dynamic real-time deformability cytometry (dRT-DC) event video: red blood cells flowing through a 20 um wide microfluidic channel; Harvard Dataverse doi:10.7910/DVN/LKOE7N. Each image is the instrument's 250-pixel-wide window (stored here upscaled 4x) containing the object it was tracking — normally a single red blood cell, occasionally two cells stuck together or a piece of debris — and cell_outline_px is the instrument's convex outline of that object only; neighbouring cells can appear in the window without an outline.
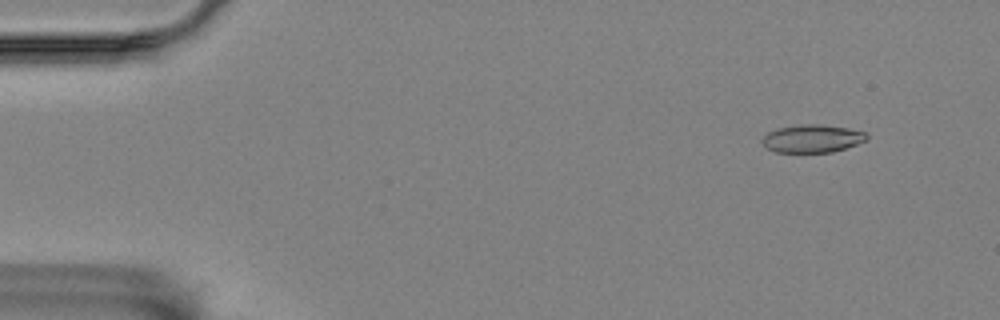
{"species": "Egyptian fruit bat (a non-hibernating species)", "species_latin": "Rousettus aegyptiacus", "temperature_condition": "room temperature", "stored_images_in_passage": 56, "camera_frame_rate_fps": 3000, "um_per_image_px": 0.085, "animal": {"sex": "female"}, "frame": {"image": 1, "passage_image": 5, "time_ms": 1.333, "image_size_px": [1000, 320], "cell_outline_px": [[868, 140], [832, 152], [776, 152], [768, 148], [760, 140], [768, 132], [780, 128], [800, 124], [820, 124], [848, 128], [864, 132], [868, 136]], "centroid_in_image_um": [69.05, 11.77], "position_along_channel_um": 16.0, "area_um2": 16.82}}
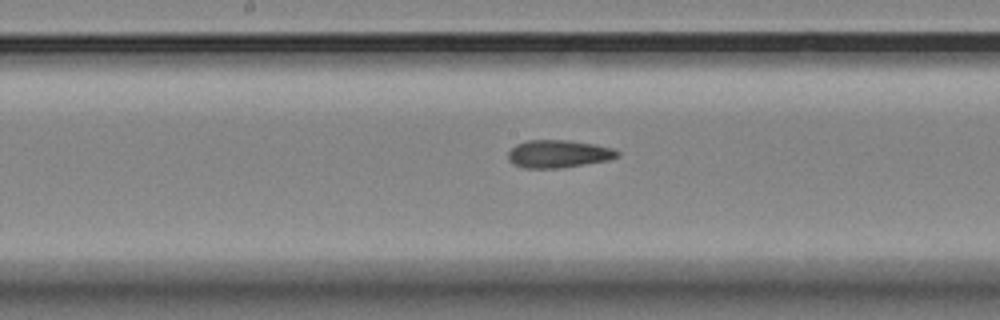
{"frame": {"image": 2, "passage_image": 29, "time_ms": 9.333, "image_size_px": [1000, 320], "cell_outline_px": [[620, 156], [608, 160], [560, 168], [524, 168], [512, 164], [508, 160], [508, 152], [516, 144], [528, 140], [568, 140], [596, 144], [612, 148], [620, 152]], "centroid_in_image_um": [47.46, 13.08], "position_along_channel_um": 200.7, "area_um2": 17.74}}
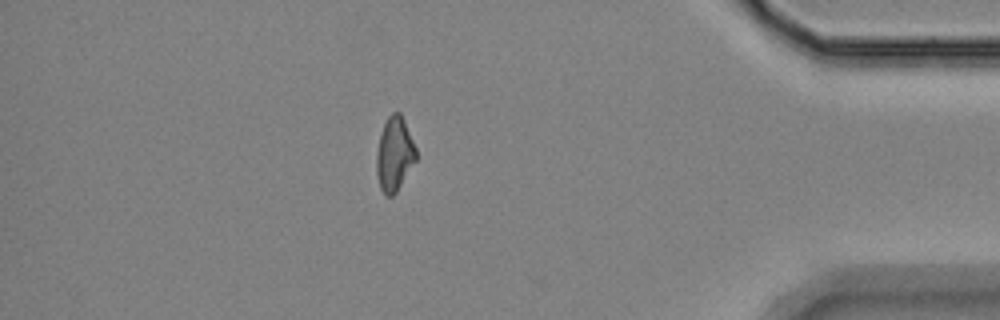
{"frame": {"image": 3, "passage_image": 49, "time_ms": 16.0, "image_size_px": [1000, 320], "cell_outline_px": [[416, 160], [396, 192], [392, 196], [388, 196], [380, 188], [376, 172], [376, 152], [380, 136], [384, 124], [388, 116], [392, 112], [400, 112], [404, 120], [416, 148]], "centroid_in_image_um": [33.52, 13.09], "position_along_channel_um": 401.7, "area_um2": 16.88}, "authors_computed_cell_mechanics": {"area_um2": 17.5712, "velocity_mm_per_s": 3.5692, "shape_relaxation_time_tau1_ms": 9.111, "shape_relaxation_time_tau2_ms": 3.2053, "deformation_change_tau1": 0.1767, "deformation_change_tau2": 0.1137}}